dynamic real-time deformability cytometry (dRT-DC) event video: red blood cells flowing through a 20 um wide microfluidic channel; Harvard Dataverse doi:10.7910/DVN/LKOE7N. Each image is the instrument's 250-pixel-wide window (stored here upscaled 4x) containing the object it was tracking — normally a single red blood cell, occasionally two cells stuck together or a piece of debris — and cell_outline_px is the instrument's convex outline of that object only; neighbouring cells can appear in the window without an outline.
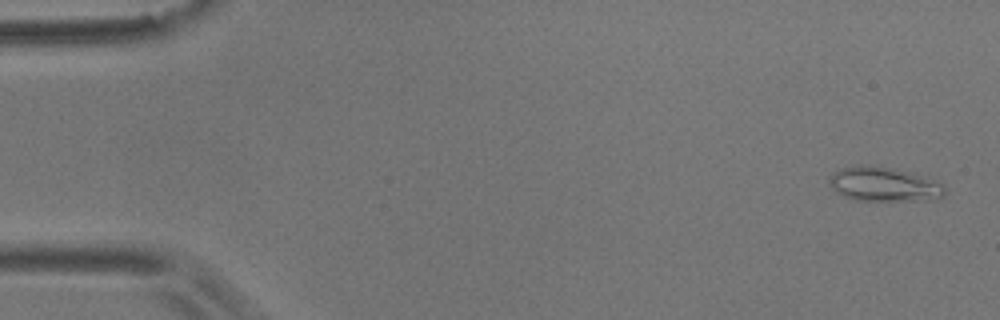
{"species": "common noctule bat (a hibernating species)", "species_latin": "Nyctalus noctula", "temperature_condition": "room temperature", "stored_images_in_passage": 5, "camera_frame_rate_fps": 3000, "um_per_image_px": 0.085, "animal": {"sex": "male", "body_mass_g": 17.9}, "frame": {"image": 1, "passage_image": 5, "time_ms": 1.333, "image_size_px": [1000, 320], "cell_outline_px": [[948, 192], [940, 200], [856, 200], [844, 196], [836, 192], [832, 188], [828, 180], [840, 168], [860, 164], [868, 164], [908, 172], [944, 184]], "centroid_in_image_um": [75.17, 15.68], "position_along_channel_um": 9.8, "area_um2": 23.06}}